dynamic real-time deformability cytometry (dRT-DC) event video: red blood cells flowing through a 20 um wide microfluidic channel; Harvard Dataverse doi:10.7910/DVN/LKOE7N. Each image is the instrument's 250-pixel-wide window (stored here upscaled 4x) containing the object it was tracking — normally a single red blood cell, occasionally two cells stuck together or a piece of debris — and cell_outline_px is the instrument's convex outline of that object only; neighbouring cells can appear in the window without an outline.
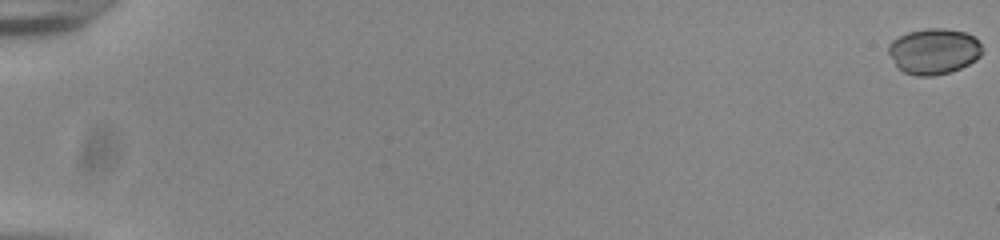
{"species": "common noctule bat (a hibernating species)", "species_latin": "Nyctalus noctula", "temperature_condition": "room temperature", "stored_images_in_passage": 55, "camera_frame_rate_fps": 3000, "um_per_image_px": 0.085, "animal": {"sex": "male", "body_mass_g": 20.0, "forearm_length_mm": 53.3}, "frame": {"image": 1, "passage_image": 1, "time_ms": 0.0, "image_size_px": [1000, 240], "cell_outline_px": [[984, 48], [980, 56], [976, 60], [960, 68], [948, 72], [932, 76], [920, 76], [904, 72], [896, 64], [888, 52], [888, 44], [892, 40], [908, 32], [924, 28], [944, 28], [964, 32], [972, 36]], "centroid_in_image_um": [79.38, 4.34], "position_along_channel_um": 5.6, "area_um2": 24.8}, "authors_computed_cell_mechanics": {"area_um2": 17.8602, "velocity_mm_per_s": 3.8531, "shape_relaxation_time_tau1_ms": 2.9353, "shape_relaxation_time_tau2_ms": 2.7255, "deformation_change_tau1": 0.1113, "deformation_change_tau2": 0.0839}}